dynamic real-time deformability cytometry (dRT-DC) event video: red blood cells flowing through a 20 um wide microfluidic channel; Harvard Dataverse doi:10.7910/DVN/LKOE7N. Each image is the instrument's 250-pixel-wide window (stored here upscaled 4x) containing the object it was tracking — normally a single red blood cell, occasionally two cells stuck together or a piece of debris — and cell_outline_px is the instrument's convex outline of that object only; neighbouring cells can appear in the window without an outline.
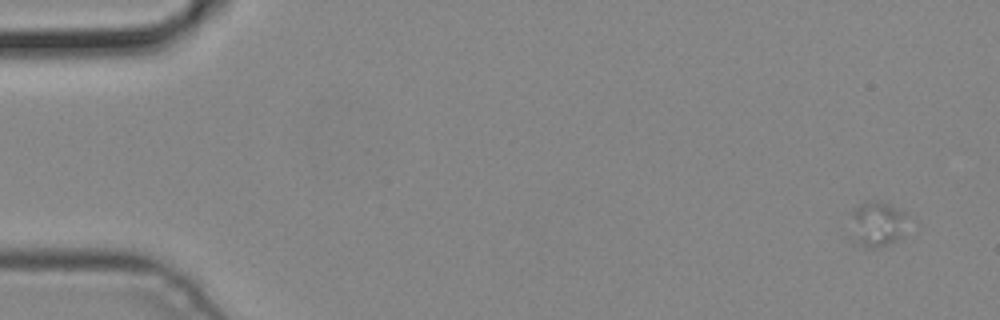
{"species": "common noctule bat (a hibernating species)", "species_latin": "Nyctalus noctula", "temperature_condition": "cold", "stored_images_in_passage": 6, "camera_frame_rate_fps": 3000, "um_per_image_px": 0.085, "animal": {"sex": "male", "body_mass_g": 19.2, "forearm_length_mm": 51.8}, "frame": {"image": 1, "passage_image": 1, "time_ms": 0.0, "image_size_px": [1000, 320], "cell_outline_px": [[904, 236], [888, 244], [876, 248], [868, 248], [860, 244], [852, 216], [852, 212], [860, 204], [876, 200], [888, 204], [904, 212]], "centroid_in_image_um": [74.64, 19.03], "position_along_channel_um": 10.4, "area_um2": 13.99}}
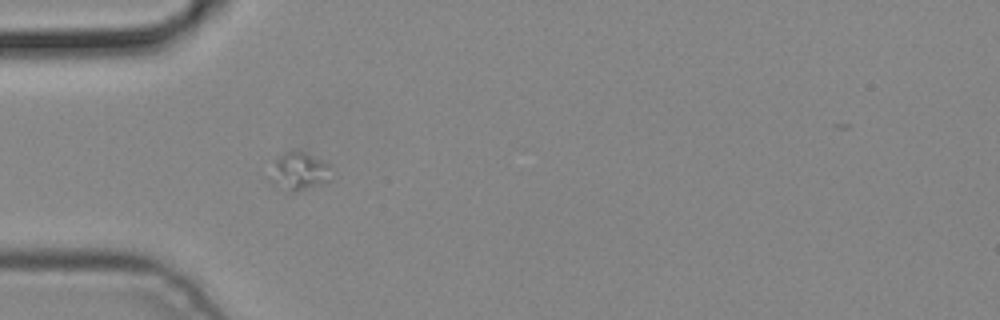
{"frame": {"image": 2, "passage_image": 4, "time_ms": 1.0, "image_size_px": [1000, 320], "cell_outline_px": [[332, 180], [300, 192], [288, 192], [272, 184], [268, 180], [276, 156], [284, 152], [304, 152], [328, 164]], "centroid_in_image_um": [25.38, 14.62], "position_along_channel_um": 59.6, "area_um2": 13.7}}
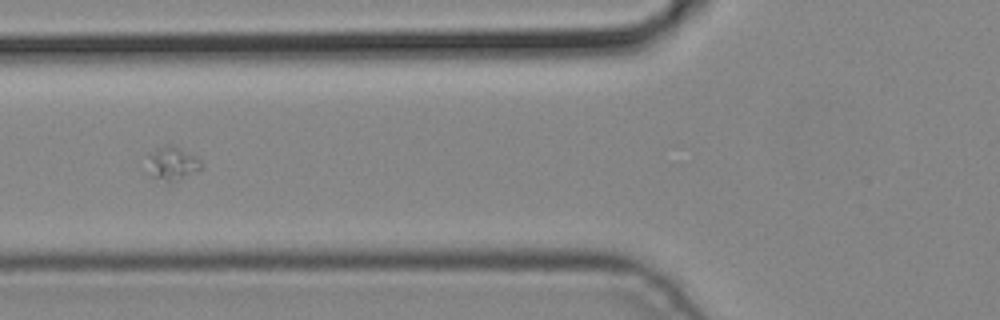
{"frame": {"image": 3, "passage_image": 5, "time_ms": 1.333, "image_size_px": [1000, 320], "cell_outline_px": [[204, 168], [172, 184], [168, 184], [152, 176], [152, 156], [164, 144], [172, 144], [180, 148], [200, 160], [204, 164]], "centroid_in_image_um": [14.79, 13.96], "position_along_channel_um": 111.0, "area_um2": 10.12}}